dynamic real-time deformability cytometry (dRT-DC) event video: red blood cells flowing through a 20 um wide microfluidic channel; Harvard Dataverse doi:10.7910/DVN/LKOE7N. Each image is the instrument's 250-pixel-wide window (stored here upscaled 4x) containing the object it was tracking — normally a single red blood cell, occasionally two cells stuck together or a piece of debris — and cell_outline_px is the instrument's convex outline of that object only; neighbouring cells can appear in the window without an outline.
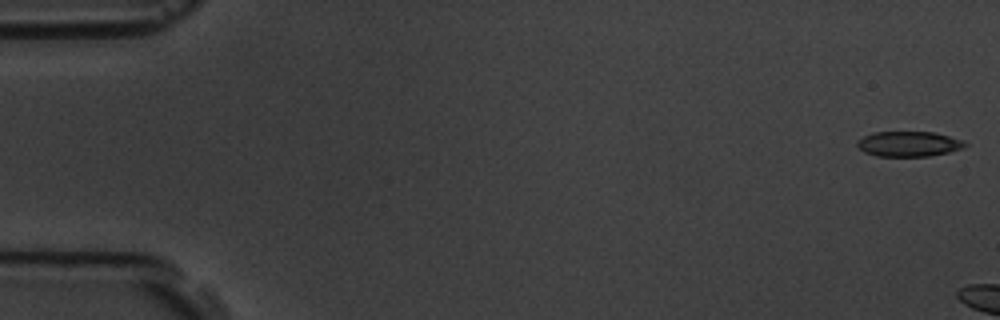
{"species": "common noctule bat (a hibernating species)", "species_latin": "Nyctalus noctula", "temperature_condition": "room temperature", "stored_images_in_passage": 2, "camera_frame_rate_fps": 3000, "um_per_image_px": 0.085, "animal": {"sex": "male", "body_mass_g": 19.5, "forearm_length_mm": 54.6}, "frame": {"image": 1, "passage_image": 1, "time_ms": 0.0, "image_size_px": [1000, 320], "cell_outline_px": [[968, 144], [964, 148], [948, 152], [928, 156], [876, 156], [864, 152], [856, 144], [856, 140], [872, 132], [932, 132], [964, 140]], "centroid_in_image_um": [77.23, 12.23], "position_along_channel_um": 7.8, "area_um2": 15.84}}